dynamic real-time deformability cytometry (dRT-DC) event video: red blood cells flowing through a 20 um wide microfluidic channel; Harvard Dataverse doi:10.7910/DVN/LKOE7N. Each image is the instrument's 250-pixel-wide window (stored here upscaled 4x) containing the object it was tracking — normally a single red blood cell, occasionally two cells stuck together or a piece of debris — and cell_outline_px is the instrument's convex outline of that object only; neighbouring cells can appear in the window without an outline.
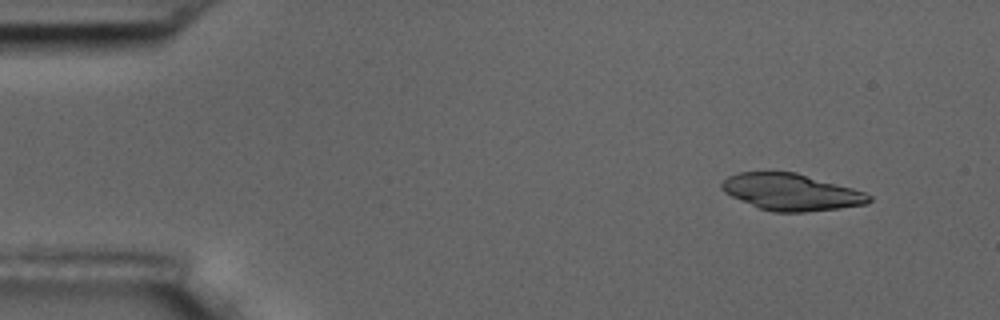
{"species": "common noctule bat (a hibernating species)", "species_latin": "Nyctalus noctula", "temperature_condition": "room temperature", "stored_images_in_passage": 4, "camera_frame_rate_fps": 3000, "um_per_image_px": 0.085, "animal": {"sex": "male", "body_mass_g": 17.5, "forearm_length_mm": 52.3}, "frame": {"image": 1, "passage_image": 1, "time_ms": 0.0, "image_size_px": [1000, 320], "cell_outline_px": [[872, 200], [868, 204], [840, 208], [804, 212], [772, 212], [760, 208], [732, 196], [724, 192], [720, 188], [720, 184], [728, 176], [740, 172], [796, 172], [852, 188], [864, 192], [872, 196]], "centroid_in_image_um": [67.27, 16.33], "position_along_channel_um": 17.7, "area_um2": 31.33}}